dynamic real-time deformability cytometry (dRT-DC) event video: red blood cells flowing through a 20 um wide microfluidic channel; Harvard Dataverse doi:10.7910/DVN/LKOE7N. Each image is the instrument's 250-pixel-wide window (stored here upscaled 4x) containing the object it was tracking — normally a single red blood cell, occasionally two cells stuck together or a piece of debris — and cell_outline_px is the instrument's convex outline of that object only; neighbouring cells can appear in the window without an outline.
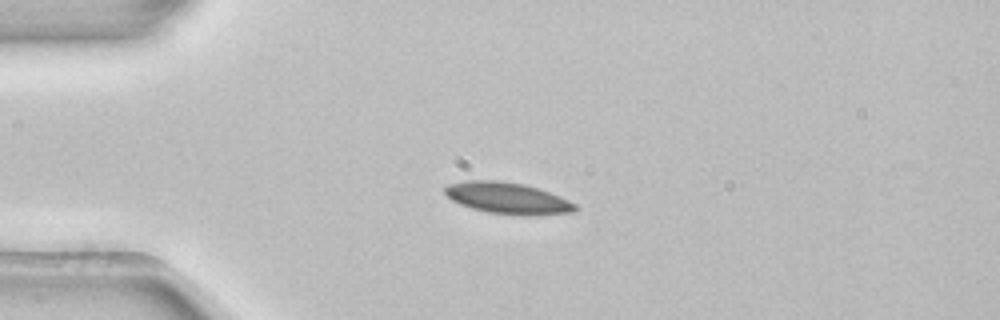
{"species": "common noctule bat (a hibernating species)", "species_latin": "Nyctalus noctula", "temperature_condition": "room temperature", "stored_images_in_passage": 5, "camera_frame_rate_fps": 3000, "um_per_image_px": 0.085, "animal": {"sex": "female", "body_mass_g": 22.7, "forearm_length_mm": 54.2}, "frame": {"image": 1, "passage_image": 2, "time_ms": 0.333, "image_size_px": [1000, 320], "cell_outline_px": [[580, 208], [572, 212], [532, 216], [520, 216], [488, 212], [472, 208], [460, 204], [452, 200], [444, 192], [444, 188], [448, 184], [464, 180], [500, 180], [524, 184], [560, 196], [576, 204]], "centroid_in_image_um": [43.15, 16.85], "position_along_channel_um": 41.8, "area_um2": 24.04}}